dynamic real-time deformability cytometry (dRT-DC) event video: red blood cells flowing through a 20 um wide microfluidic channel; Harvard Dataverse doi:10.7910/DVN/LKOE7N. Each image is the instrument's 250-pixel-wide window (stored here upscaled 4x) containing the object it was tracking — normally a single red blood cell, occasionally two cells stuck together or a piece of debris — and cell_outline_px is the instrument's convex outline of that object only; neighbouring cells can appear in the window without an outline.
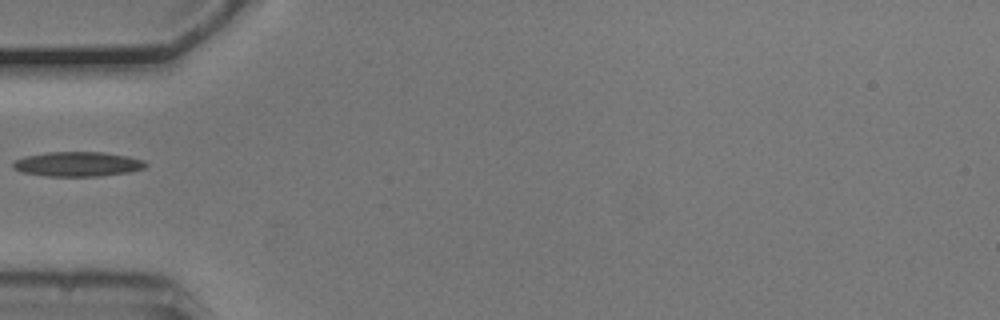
{"species": "common noctule bat (a hibernating species)", "species_latin": "Nyctalus noctula", "temperature_condition": "cold", "stored_images_in_passage": 37, "camera_frame_rate_fps": 3000, "um_per_image_px": 0.085, "animal": {"sex": "male", "body_mass_g": 20.5, "forearm_length_mm": 52.5}, "frame": {"image": 1, "passage_image": 1, "time_ms": 0.0, "image_size_px": [1000, 320], "cell_outline_px": [[148, 164], [144, 168], [128, 172], [100, 176], [44, 176], [20, 172], [12, 168], [12, 160], [24, 156], [48, 152], [104, 152], [128, 156], [144, 160]], "centroid_in_image_um": [6.55, 13.94], "position_along_channel_um": 78.5, "area_um2": 19.31}}
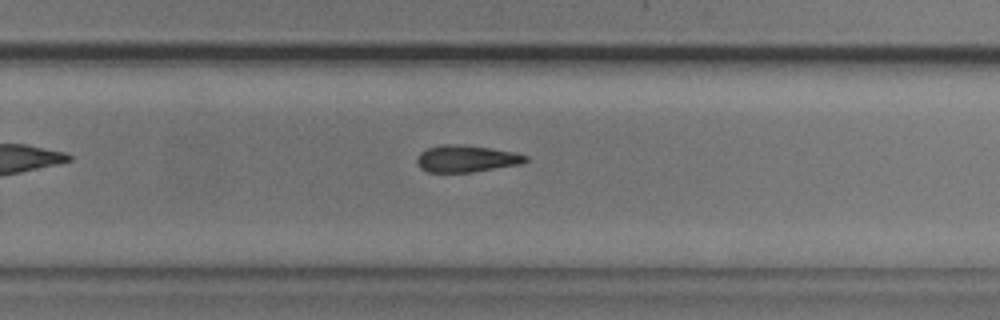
{"frame": {"image": 2, "passage_image": 18, "time_ms": 5.667, "image_size_px": [1000, 320], "cell_outline_px": [[528, 160], [524, 164], [472, 172], [428, 172], [420, 168], [416, 160], [420, 152], [428, 148], [444, 144], [460, 144], [516, 152], [528, 156]], "centroid_in_image_um": [39.67, 13.49], "position_along_channel_um": 290.1, "area_um2": 17.11}}
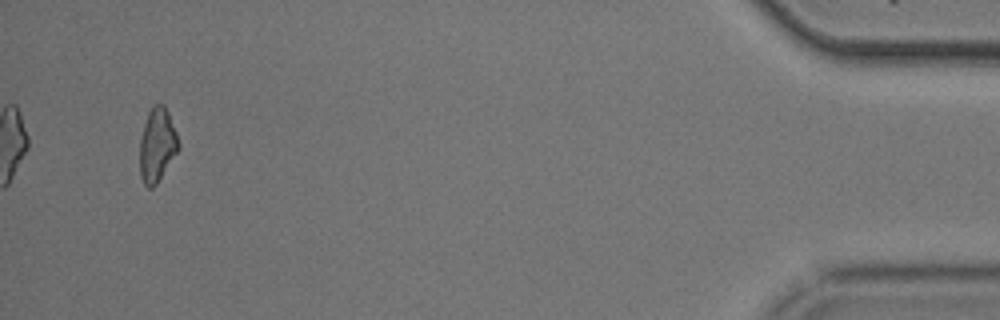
{"frame": {"image": 3, "passage_image": 35, "time_ms": 11.333, "image_size_px": [1000, 320], "cell_outline_px": [[180, 148], [156, 184], [152, 188], [148, 188], [144, 184], [140, 176], [140, 140], [144, 124], [148, 112], [152, 104], [164, 104], [168, 112], [176, 132], [180, 144]], "centroid_in_image_um": [13.36, 12.31], "position_along_channel_um": 421.8, "area_um2": 16.65}}